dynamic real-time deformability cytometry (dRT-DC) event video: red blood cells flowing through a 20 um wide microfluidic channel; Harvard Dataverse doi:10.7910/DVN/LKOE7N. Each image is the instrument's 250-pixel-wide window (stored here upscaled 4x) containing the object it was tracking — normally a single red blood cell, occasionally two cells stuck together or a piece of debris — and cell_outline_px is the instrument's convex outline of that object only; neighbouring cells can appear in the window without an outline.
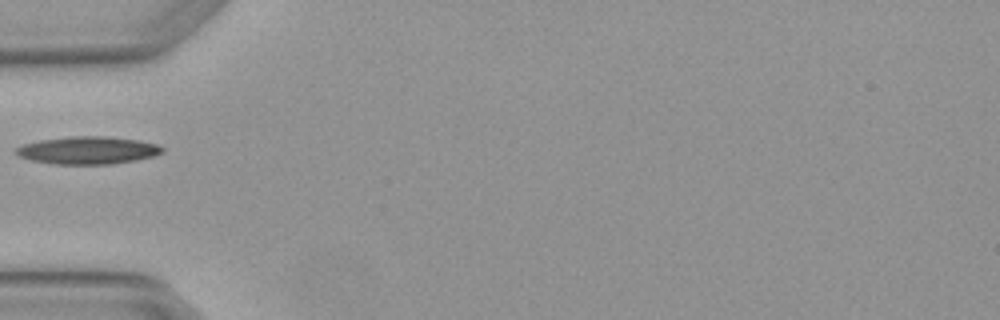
{"species": "Egyptian fruit bat (a non-hibernating species)", "species_latin": "Rousettus aegyptiacus", "temperature_condition": "warm", "stored_images_in_passage": 1, "camera_frame_rate_fps": 3000, "um_per_image_px": 0.085, "animal": {"sex": "female"}, "frame": {"image": 1, "passage_image": 1, "time_ms": 0.0, "image_size_px": [1000, 320], "cell_outline_px": [[164, 152], [152, 156], [136, 160], [112, 164], [56, 164], [32, 160], [20, 156], [16, 152], [16, 148], [24, 144], [40, 140], [72, 136], [104, 136], [140, 140], [156, 144], [164, 148]], "centroid_in_image_um": [7.5, 12.77], "position_along_channel_um": 77.5, "area_um2": 23.35}}